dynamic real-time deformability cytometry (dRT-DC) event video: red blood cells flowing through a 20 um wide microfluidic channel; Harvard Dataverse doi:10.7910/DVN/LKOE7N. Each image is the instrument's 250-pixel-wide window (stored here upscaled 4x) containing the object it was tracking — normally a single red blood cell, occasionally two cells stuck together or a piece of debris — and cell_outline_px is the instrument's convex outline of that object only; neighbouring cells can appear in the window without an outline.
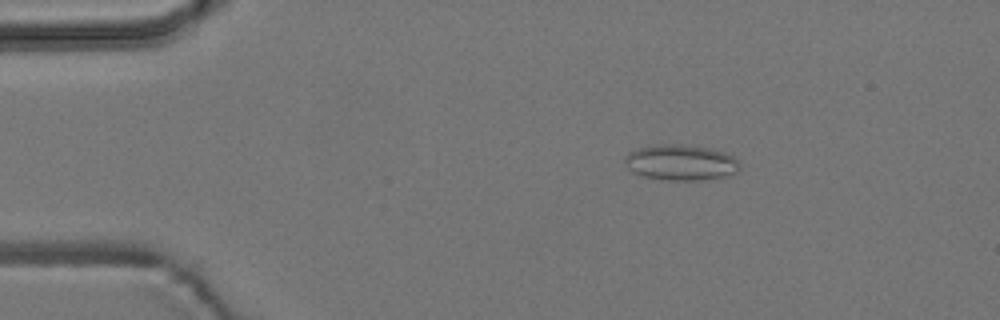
{"species": "common noctule bat (a hibernating species)", "species_latin": "Nyctalus noctula", "temperature_condition": "room temperature", "stored_images_in_passage": 47, "camera_frame_rate_fps": 3000, "um_per_image_px": 0.085, "animal": {"sex": "male", "body_mass_g": 19.2, "forearm_length_mm": 51.8}, "frame": {"image": 1, "passage_image": 2, "time_ms": 0.333, "image_size_px": [1000, 320], "cell_outline_px": [[740, 172], [724, 176], [696, 180], [668, 180], [644, 176], [632, 172], [628, 168], [624, 160], [628, 152], [640, 148], [656, 144], [680, 144], [712, 148], [724, 152], [732, 156], [740, 164]], "centroid_in_image_um": [57.88, 13.8], "position_along_channel_um": 27.1, "area_um2": 23.87}}
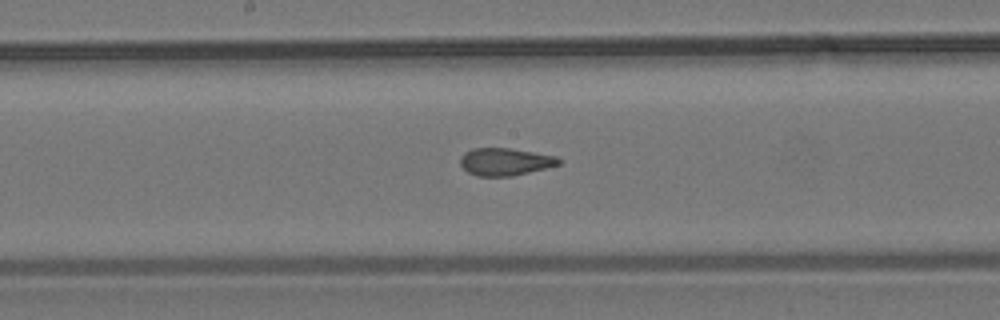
{"frame": {"image": 2, "passage_image": 21, "time_ms": 6.667, "image_size_px": [1000, 320], "cell_outline_px": [[560, 164], [512, 176], [476, 176], [468, 172], [460, 164], [460, 156], [464, 152], [472, 148], [508, 148], [556, 156], [560, 160]], "centroid_in_image_um": [42.88, 13.74], "position_along_channel_um": 205.3, "area_um2": 15.61}}
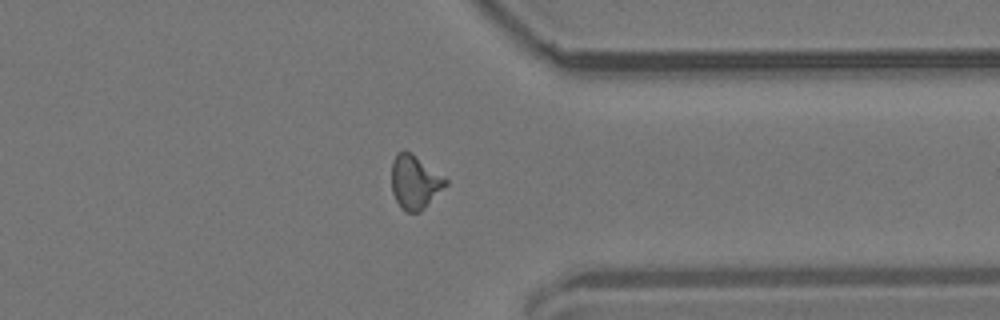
{"frame": {"image": 3, "passage_image": 35, "time_ms": 11.333, "image_size_px": [1000, 320], "cell_outline_px": [[448, 184], [420, 212], [408, 212], [400, 208], [392, 192], [392, 160], [396, 152], [404, 148], [412, 152], [444, 176], [448, 180]], "centroid_in_image_um": [35.25, 15.43], "position_along_channel_um": 376.1, "area_um2": 17.22}, "authors_computed_cell_mechanics": {"area_um2": 16.3574, "velocity_mm_per_s": 3.7945, "shape_relaxation_time_tau1_ms": null, "shape_relaxation_time_tau2_ms": 1.3729, "deformation_change_tau1": null, "deformation_change_tau2": 0.0938}}